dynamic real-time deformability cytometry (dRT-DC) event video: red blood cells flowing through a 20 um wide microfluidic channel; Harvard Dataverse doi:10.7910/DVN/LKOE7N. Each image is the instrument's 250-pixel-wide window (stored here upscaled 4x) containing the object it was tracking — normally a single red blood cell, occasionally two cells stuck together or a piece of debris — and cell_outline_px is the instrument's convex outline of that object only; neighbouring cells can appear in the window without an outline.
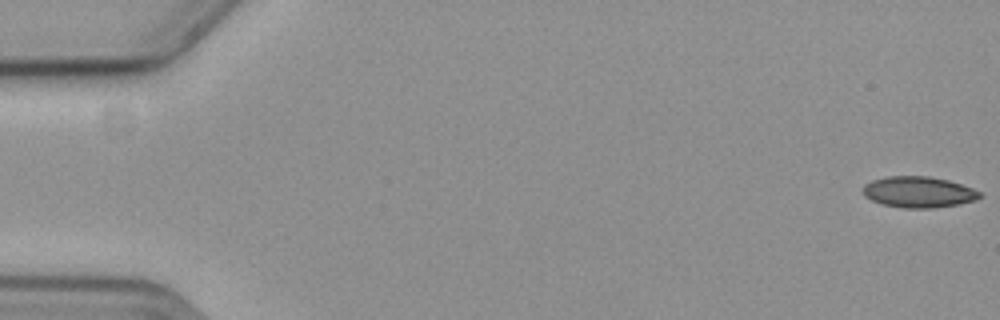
{"species": "common noctule bat (a hibernating species)", "species_latin": "Nyctalus noctula", "temperature_condition": "cold", "stored_images_in_passage": 58, "camera_frame_rate_fps": 3000, "um_per_image_px": 0.085, "animal": {"sex": "female", "body_mass_g": 19.3, "forearm_length_mm": 54.1}, "frame": {"image": 1, "passage_image": 1, "time_ms": 0.0, "image_size_px": [1000, 320], "cell_outline_px": [[980, 196], [976, 200], [960, 204], [932, 208], [904, 208], [884, 204], [872, 200], [864, 196], [864, 184], [872, 180], [888, 176], [928, 176], [948, 180], [972, 188], [980, 192]], "centroid_in_image_um": [78.08, 16.32], "position_along_channel_um": 6.9, "area_um2": 20.98}}
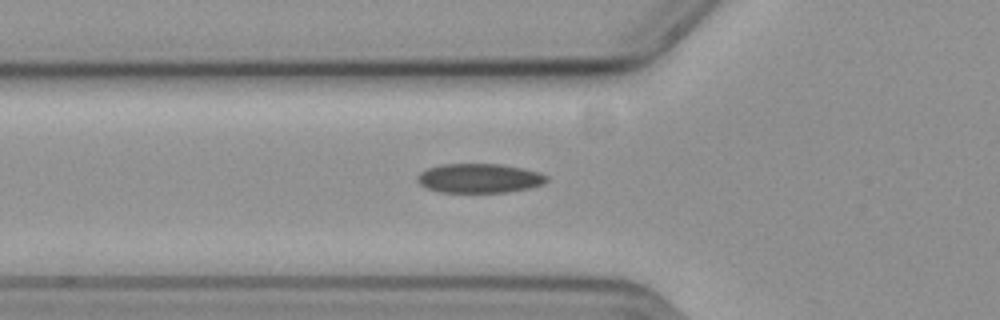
{"frame": {"image": 2, "passage_image": 21, "time_ms": 6.667, "image_size_px": [1000, 320], "cell_outline_px": [[548, 180], [544, 184], [532, 188], [508, 192], [440, 192], [428, 188], [420, 184], [416, 180], [416, 176], [420, 172], [428, 168], [440, 164], [500, 164], [524, 168], [540, 172], [548, 176]], "centroid_in_image_um": [40.78, 15.15], "position_along_channel_um": 85.0, "area_um2": 22.31}}
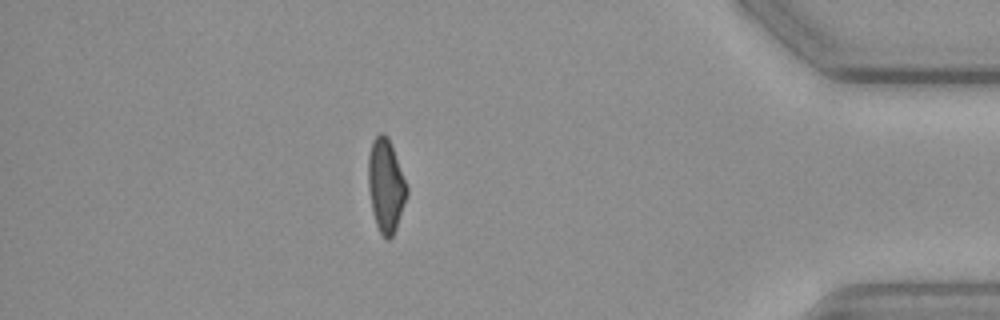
{"frame": {"image": 3, "passage_image": 51, "time_ms": 16.667, "image_size_px": [1000, 320], "cell_outline_px": [[408, 196], [396, 228], [392, 236], [388, 240], [384, 240], [376, 224], [372, 212], [368, 188], [368, 156], [372, 140], [380, 132], [384, 132], [388, 136], [408, 188]], "centroid_in_image_um": [32.79, 15.78], "position_along_channel_um": 402.4, "area_um2": 21.15}, "authors_computed_cell_mechanics": {"area_um2": 21.7328, "velocity_mm_per_s": 3.6073, "shape_relaxation_time_tau1_ms": 6.8855, "shape_relaxation_time_tau2_ms": 6.4843, "deformation_change_tau1": 0.1441, "deformation_change_tau2": 0.1365}}